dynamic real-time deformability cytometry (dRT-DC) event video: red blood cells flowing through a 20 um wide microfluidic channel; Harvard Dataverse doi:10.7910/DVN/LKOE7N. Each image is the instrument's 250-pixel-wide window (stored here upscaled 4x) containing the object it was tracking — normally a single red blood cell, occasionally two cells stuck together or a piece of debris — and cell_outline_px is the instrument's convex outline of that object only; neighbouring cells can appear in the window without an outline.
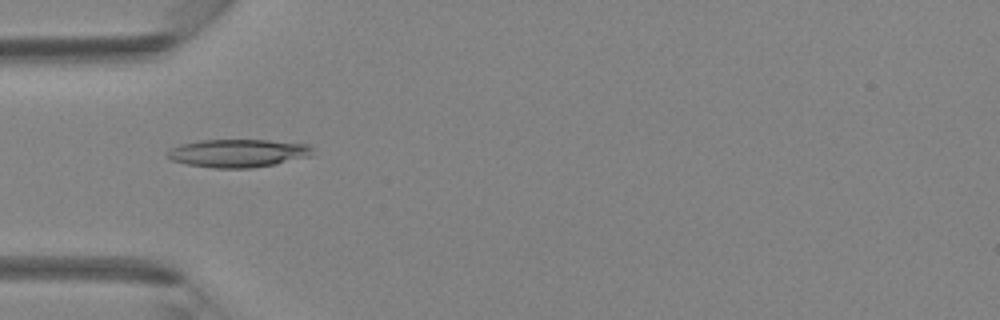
{"species": "Egyptian fruit bat (a non-hibernating species)", "species_latin": "Rousettus aegyptiacus", "temperature_condition": "room temperature", "stored_images_in_passage": 42, "camera_frame_rate_fps": 3000, "um_per_image_px": 0.085, "animal": {"sex": "female"}, "frame": {"image": 1, "passage_image": 13, "time_ms": 4.0, "image_size_px": [1000, 320], "cell_outline_px": [[312, 156], [276, 164], [252, 168], [212, 168], [188, 164], [172, 160], [164, 156], [172, 148], [180, 144], [200, 140], [268, 140], [308, 144], [312, 148]], "centroid_in_image_um": [20.24, 13.02], "position_along_channel_um": 64.8, "area_um2": 23.81}}
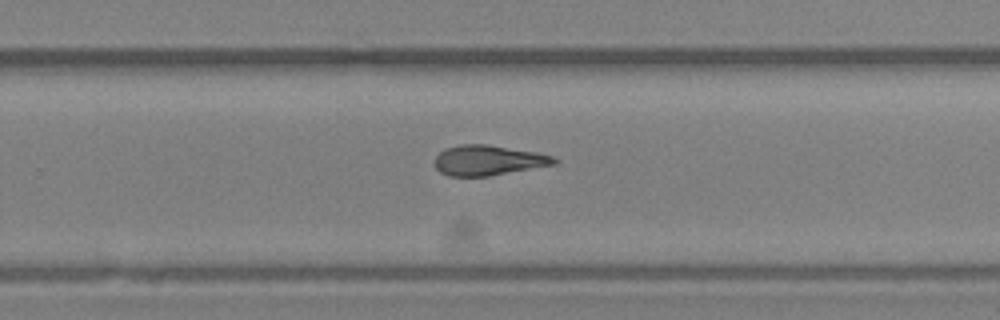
{"frame": {"image": 2, "passage_image": 27, "time_ms": 8.667, "image_size_px": [1000, 320], "cell_outline_px": [[560, 160], [556, 164], [488, 176], [448, 176], [440, 172], [436, 168], [436, 156], [444, 148], [460, 144], [488, 144], [536, 152], [552, 156]], "centroid_in_image_um": [41.5, 13.62], "position_along_channel_um": 288.3, "area_um2": 20.98}}
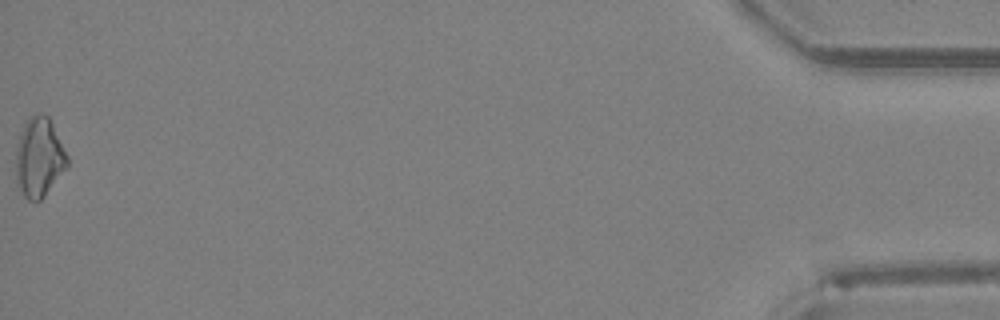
{"frame": {"image": 3, "passage_image": 42, "time_ms": 13.667, "image_size_px": [1000, 320], "cell_outline_px": [[68, 168], [44, 196], [36, 204], [28, 200], [24, 196], [16, 180], [16, 148], [24, 124], [32, 116], [40, 112], [48, 116], [68, 156]], "centroid_in_image_um": [3.34, 13.43], "position_along_channel_um": 431.9, "area_um2": 23.76}}